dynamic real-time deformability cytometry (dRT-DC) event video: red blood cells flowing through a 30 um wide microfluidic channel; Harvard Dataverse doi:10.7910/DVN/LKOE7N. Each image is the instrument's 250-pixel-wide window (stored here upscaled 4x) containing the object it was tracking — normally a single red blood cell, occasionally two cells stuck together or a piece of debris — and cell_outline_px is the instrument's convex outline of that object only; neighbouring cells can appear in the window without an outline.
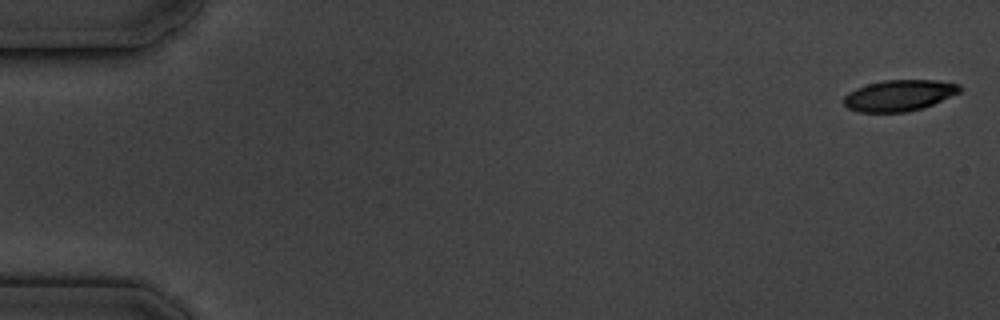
{"species": "common noctule bat (a hibernating species)", "species_latin": "Nyctalus noctula", "temperature_condition": "cold", "stored_images_in_passage": 5, "camera_frame_rate_fps": 3000, "um_per_image_px": 0.085, "animal": {"sex": "male", "body_mass_g": 19.5, "forearm_length_mm": 54.6}, "frame": {"image": 1, "passage_image": 1, "time_ms": 0.0, "image_size_px": [1000, 320], "cell_outline_px": [[960, 92], [924, 108], [904, 112], [860, 112], [848, 108], [844, 104], [844, 96], [848, 92], [856, 88], [868, 84], [884, 80], [936, 80], [960, 84]], "centroid_in_image_um": [76.42, 8.11], "position_along_channel_um": 8.6, "area_um2": 20.98}}
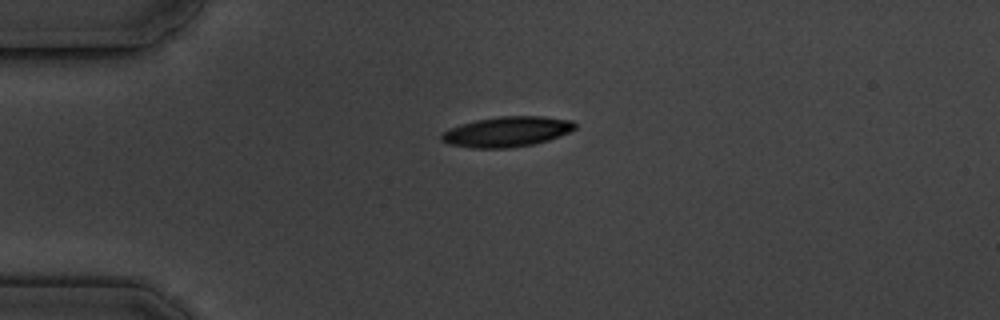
{"frame": {"image": 2, "passage_image": 5, "time_ms": 4.333, "image_size_px": [1000, 320], "cell_outline_px": [[576, 128], [560, 136], [548, 140], [532, 144], [512, 148], [472, 148], [448, 144], [440, 140], [440, 136], [448, 128], [476, 120], [500, 116], [544, 116], [572, 120], [576, 124]], "centroid_in_image_um": [43.08, 11.19], "position_along_channel_um": 41.9, "area_um2": 23.58}}